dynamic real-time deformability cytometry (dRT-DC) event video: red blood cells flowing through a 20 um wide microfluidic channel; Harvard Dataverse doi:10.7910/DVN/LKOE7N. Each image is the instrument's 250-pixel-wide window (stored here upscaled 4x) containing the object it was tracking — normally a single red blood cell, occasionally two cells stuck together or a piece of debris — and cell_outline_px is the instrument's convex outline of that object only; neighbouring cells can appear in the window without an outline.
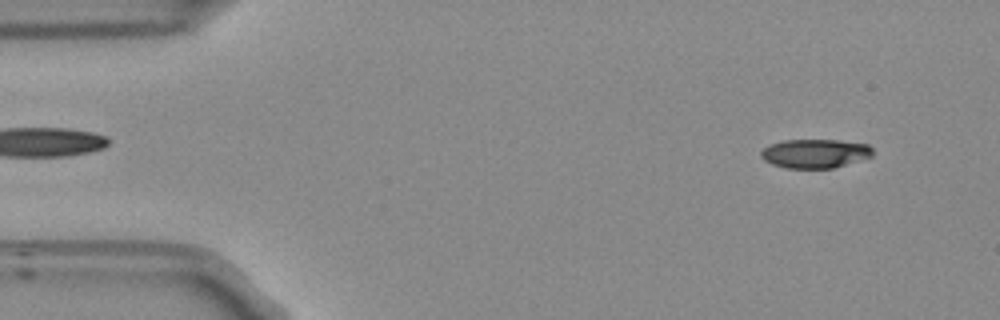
{"species": "Egyptian fruit bat (a non-hibernating species)", "species_latin": "Rousettus aegyptiacus", "temperature_condition": "room temperature", "stored_images_in_passage": 53, "camera_frame_rate_fps": 3000, "um_per_image_px": 0.085, "frame": {"image": 1, "passage_image": 4, "time_ms": 1.0, "image_size_px": [1000, 320], "cell_outline_px": [[872, 156], [832, 168], [788, 168], [772, 164], [764, 160], [760, 156], [760, 152], [768, 144], [784, 140], [840, 140], [868, 144], [872, 148]], "centroid_in_image_um": [69.25, 13.03], "position_along_channel_um": 15.8, "area_um2": 18.79}}
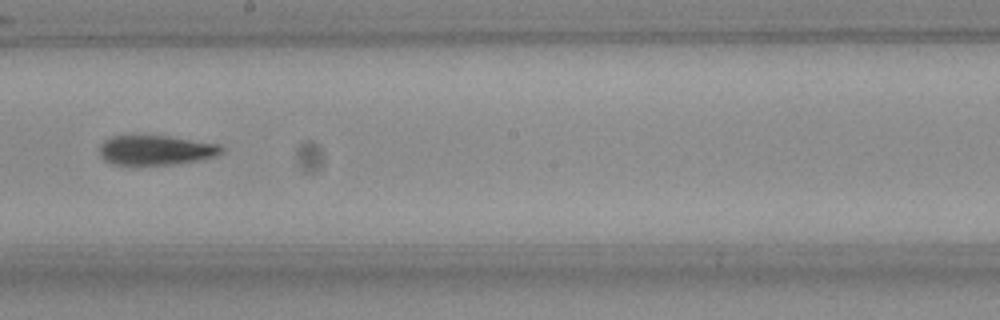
{"frame": {"image": 2, "passage_image": 29, "time_ms": 9.333, "image_size_px": [1000, 320], "cell_outline_px": [[224, 152], [216, 156], [200, 160], [176, 164], [112, 164], [104, 160], [100, 156], [100, 144], [104, 140], [112, 136], [168, 136], [220, 144], [224, 148]], "centroid_in_image_um": [13.28, 12.76], "position_along_channel_um": 234.9, "area_um2": 21.1}}
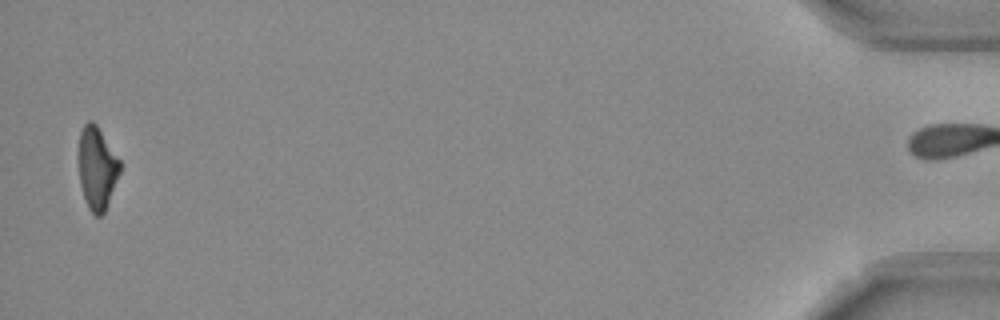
{"frame": {"image": 3, "passage_image": 52, "time_ms": 17.0, "image_size_px": [1000, 320], "cell_outline_px": [[120, 172], [104, 212], [100, 216], [96, 216], [88, 208], [80, 184], [80, 132], [84, 124], [88, 120], [92, 120], [96, 124], [120, 160]], "centroid_in_image_um": [8.26, 14.28], "position_along_channel_um": 426.9, "area_um2": 19.36}, "authors_computed_cell_mechanics": {"area_um2": 20.9236, "velocity_mm_per_s": 3.7642, "shape_relaxation_time_tau1_ms": 6.3526, "shape_relaxation_time_tau2_ms": 5.5303, "deformation_change_tau1": 0.1925, "deformation_change_tau2": 0.1496}}